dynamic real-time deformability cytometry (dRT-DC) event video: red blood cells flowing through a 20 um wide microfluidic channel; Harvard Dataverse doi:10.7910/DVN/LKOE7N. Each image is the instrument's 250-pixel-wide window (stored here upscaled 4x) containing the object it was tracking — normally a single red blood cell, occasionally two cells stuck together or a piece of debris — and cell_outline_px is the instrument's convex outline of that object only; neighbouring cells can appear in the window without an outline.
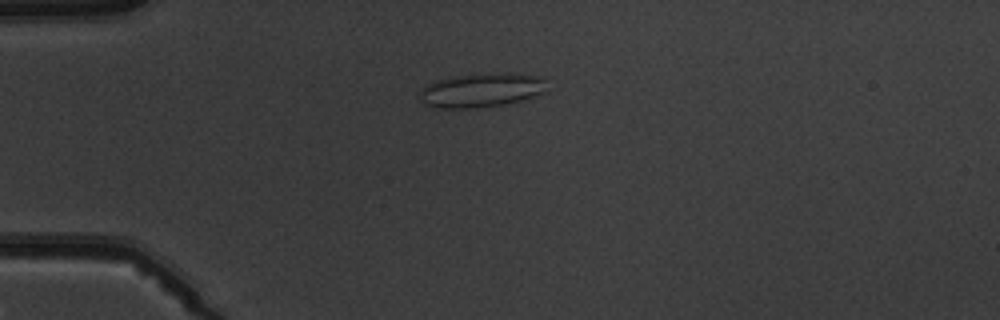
{"species": "common noctule bat (a hibernating species)", "species_latin": "Nyctalus noctula", "temperature_condition": "warm", "stored_images_in_passage": 9, "camera_frame_rate_fps": 3000, "um_per_image_px": 0.085, "animal": {"sex": "male", "body_mass_g": 19.5, "forearm_length_mm": 54.6}, "frame": {"image": 1, "passage_image": 4, "time_ms": 3.667, "image_size_px": [1000, 320], "cell_outline_px": [[544, 92], [520, 100], [504, 104], [476, 108], [432, 108], [424, 104], [420, 100], [420, 88], [424, 84], [436, 80], [452, 76], [476, 72], [512, 72], [544, 76]], "centroid_in_image_um": [40.85, 7.63], "position_along_channel_um": 44.1, "area_um2": 26.01}}
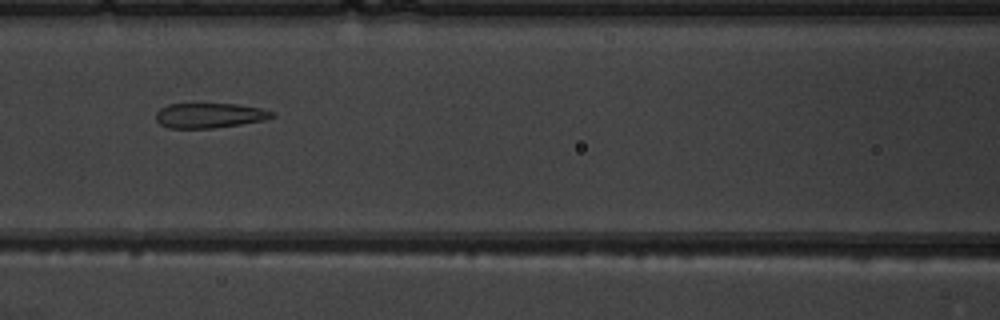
{"frame": {"image": 2, "passage_image": 7, "time_ms": 7.0, "image_size_px": [1000, 320], "cell_outline_px": [[276, 116], [264, 120], [240, 124], [212, 128], [168, 128], [160, 124], [156, 120], [156, 112], [160, 108], [168, 104], [236, 104], [260, 108], [276, 112]], "centroid_in_image_um": [17.81, 9.81], "position_along_channel_um": 148.8, "area_um2": 16.88}}
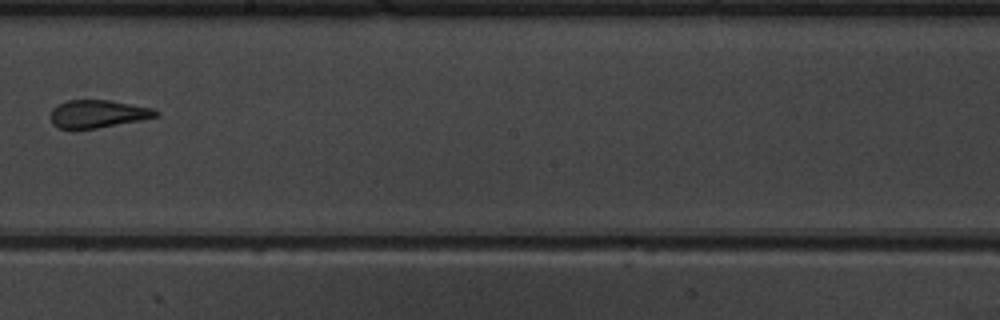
{"frame": {"image": 3, "passage_image": 9, "time_ms": 9.333, "image_size_px": [1000, 320], "cell_outline_px": [[160, 116], [140, 120], [96, 128], [56, 128], [52, 124], [52, 108], [68, 100], [108, 100], [132, 104], [152, 108], [160, 112]], "centroid_in_image_um": [8.35, 9.67], "position_along_channel_um": 239.9, "area_um2": 16.82}}